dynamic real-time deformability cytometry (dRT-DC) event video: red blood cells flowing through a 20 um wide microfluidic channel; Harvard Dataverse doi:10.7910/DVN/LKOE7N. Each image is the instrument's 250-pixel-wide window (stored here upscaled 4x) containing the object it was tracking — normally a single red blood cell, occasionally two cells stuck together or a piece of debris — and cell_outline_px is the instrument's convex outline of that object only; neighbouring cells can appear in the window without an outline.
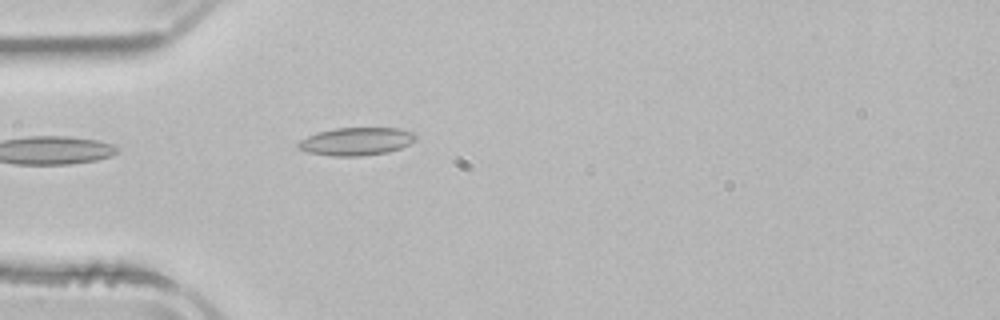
{"species": "common noctule bat (a hibernating species)", "species_latin": "Nyctalus noctula", "temperature_condition": "room temperature", "stored_images_in_passage": 1, "camera_frame_rate_fps": 3000, "um_per_image_px": 0.085, "animal": {"sex": "male", "body_mass_g": 21.5, "forearm_length_mm": 52.0}, "frame": {"image": 1, "passage_image": 1, "time_ms": 0.0, "image_size_px": [1000, 320], "cell_outline_px": [[416, 140], [400, 148], [388, 152], [360, 156], [332, 156], [308, 152], [296, 148], [296, 144], [300, 140], [316, 132], [336, 128], [400, 128], [416, 132]], "centroid_in_image_um": [30.29, 12.01], "position_along_channel_um": 54.7, "area_um2": 19.25}}